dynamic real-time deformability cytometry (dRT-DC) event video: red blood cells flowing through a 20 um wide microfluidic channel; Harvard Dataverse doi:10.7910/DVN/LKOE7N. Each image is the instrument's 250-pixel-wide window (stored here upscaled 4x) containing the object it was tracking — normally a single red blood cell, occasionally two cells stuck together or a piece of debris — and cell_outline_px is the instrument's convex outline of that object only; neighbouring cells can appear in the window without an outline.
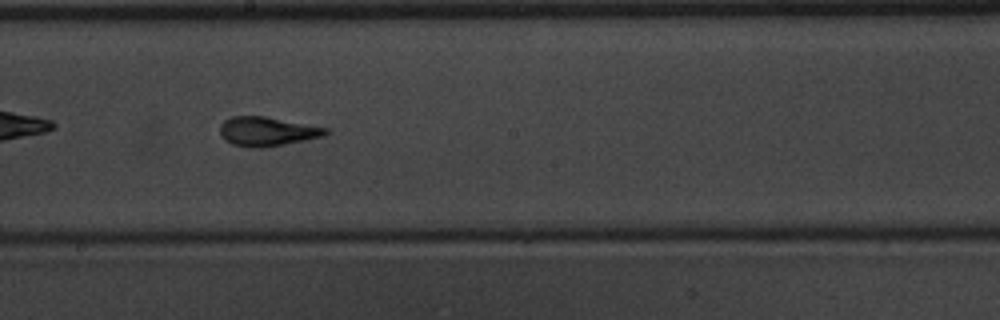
{"species": "common noctule bat (a hibernating species)", "species_latin": "Nyctalus noctula", "temperature_condition": "warm", "stored_images_in_passage": 53, "camera_frame_rate_fps": 3000, "um_per_image_px": 0.085, "animal": {"sex": "male", "body_mass_g": 20.1, "forearm_length_mm": 53.5}, "frame": {"image": 1, "passage_image": 31, "time_ms": 10.0, "image_size_px": [1000, 320], "cell_outline_px": [[328, 132], [324, 136], [264, 148], [252, 148], [232, 144], [224, 140], [220, 136], [220, 124], [224, 120], [232, 116], [264, 116], [328, 128]], "centroid_in_image_um": [22.66, 11.18], "position_along_channel_um": 225.5, "area_um2": 17.98}, "authors_computed_cell_mechanics": {"area_um2": 17.8602, "velocity_mm_per_s": 4.0027, "shape_relaxation_time_tau1_ms": 2.6075, "shape_relaxation_time_tau2_ms": 1.0656, "deformation_change_tau1": 0.1773, "deformation_change_tau2": 0.1106}}